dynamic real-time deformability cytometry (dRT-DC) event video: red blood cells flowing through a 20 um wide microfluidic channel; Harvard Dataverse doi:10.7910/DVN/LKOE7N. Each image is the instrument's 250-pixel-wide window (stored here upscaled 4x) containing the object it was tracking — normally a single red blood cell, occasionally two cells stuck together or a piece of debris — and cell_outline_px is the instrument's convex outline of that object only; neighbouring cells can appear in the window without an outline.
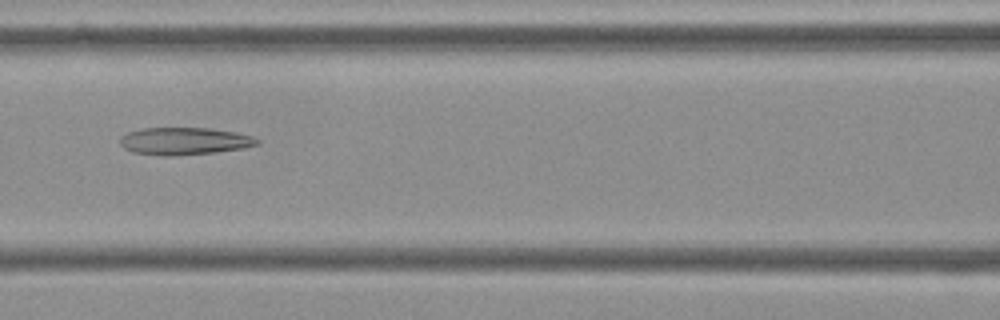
{"species": "Egyptian fruit bat (a non-hibernating species)", "species_latin": "Rousettus aegyptiacus", "temperature_condition": "cold", "stored_images_in_passage": 55, "camera_frame_rate_fps": 3000, "um_per_image_px": 0.085, "frame": {"image": 1, "passage_image": 24, "time_ms": 7.667, "image_size_px": [1000, 320], "cell_outline_px": [[260, 144], [244, 148], [216, 152], [176, 156], [160, 156], [132, 152], [124, 148], [120, 144], [120, 136], [128, 132], [140, 128], [208, 128], [236, 132], [252, 136], [260, 140]], "centroid_in_image_um": [15.66, 12.0], "position_along_channel_um": 150.9, "area_um2": 22.14}}
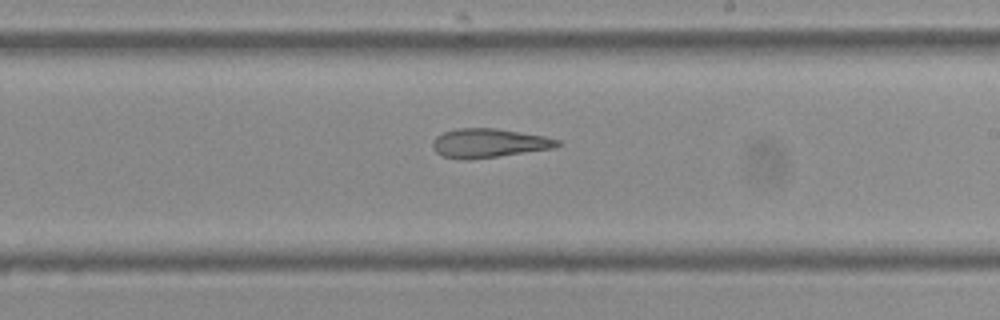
{"frame": {"image": 2, "passage_image": 32, "time_ms": 10.333, "image_size_px": [1000, 320], "cell_outline_px": [[564, 144], [552, 148], [468, 160], [464, 160], [440, 156], [432, 148], [432, 140], [436, 136], [444, 132], [456, 128], [496, 128], [544, 136], [560, 140]], "centroid_in_image_um": [41.51, 12.16], "position_along_channel_um": 247.5, "area_um2": 21.1}}
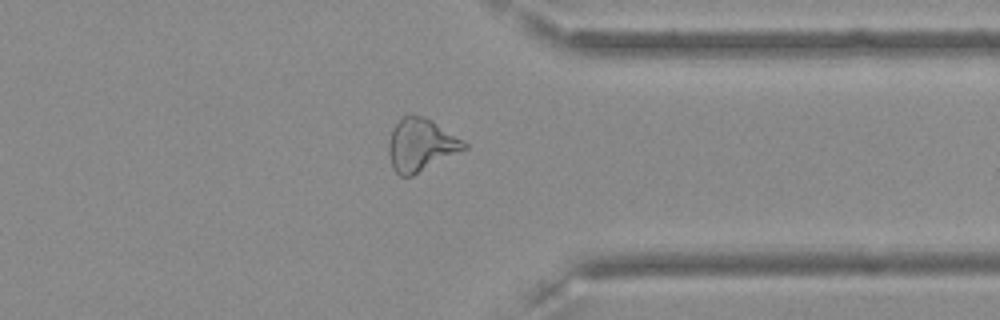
{"frame": {"image": 3, "passage_image": 43, "time_ms": 14.0, "image_size_px": [1000, 320], "cell_outline_px": [[468, 148], [412, 176], [400, 176], [392, 168], [388, 152], [388, 140], [392, 128], [404, 116], [424, 116], [432, 120], [464, 140], [468, 144]], "centroid_in_image_um": [35.78, 12.33], "position_along_channel_um": 375.6, "area_um2": 23.18}, "authors_computed_cell_mechanics": {"area_um2": 24.565, "velocity_mm_per_s": 3.6336, "shape_relaxation_time_tau1_ms": null, "shape_relaxation_time_tau2_ms": 5.1236, "deformation_change_tau1": null, "deformation_change_tau2": 0.1791}}